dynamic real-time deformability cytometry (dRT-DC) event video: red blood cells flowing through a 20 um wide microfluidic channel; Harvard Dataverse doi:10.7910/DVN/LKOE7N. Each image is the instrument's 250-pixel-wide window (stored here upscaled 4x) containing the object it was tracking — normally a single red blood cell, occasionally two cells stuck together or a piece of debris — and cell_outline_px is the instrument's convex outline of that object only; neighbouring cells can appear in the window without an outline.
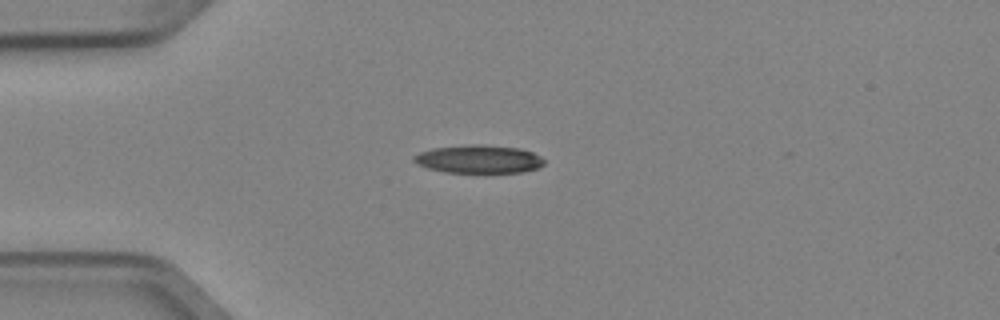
{"species": "Egyptian fruit bat (a non-hibernating species)", "species_latin": "Rousettus aegyptiacus", "temperature_condition": "cold", "stored_images_in_passage": 3, "camera_frame_rate_fps": 3000, "um_per_image_px": 0.085, "animal": {"sex": "female"}, "frame": {"image": 1, "passage_image": 1, "time_ms": 0.0, "image_size_px": [1000, 320], "cell_outline_px": [[544, 164], [540, 168], [524, 172], [484, 176], [444, 172], [428, 168], [416, 164], [412, 160], [412, 156], [420, 152], [432, 148], [472, 144], [484, 144], [520, 148], [532, 152], [540, 156], [544, 160]], "centroid_in_image_um": [40.72, 13.58], "position_along_channel_um": 44.3, "area_um2": 22.72}}
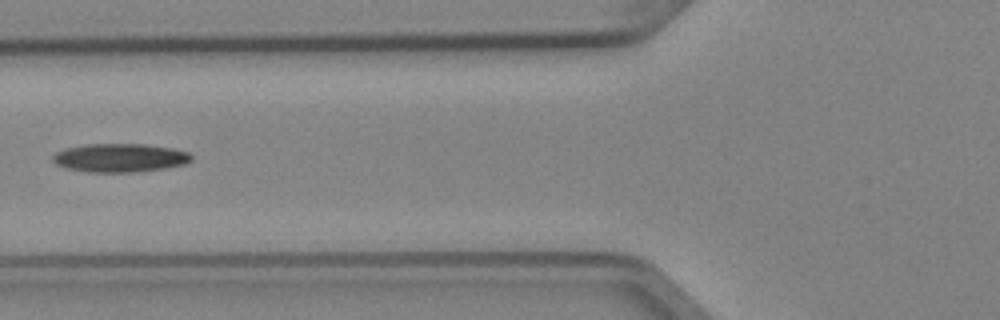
{"frame": {"image": 2, "passage_image": 3, "time_ms": 0.667, "image_size_px": [1000, 320], "cell_outline_px": [[192, 160], [184, 164], [164, 168], [132, 172], [92, 172], [68, 168], [56, 164], [52, 160], [52, 156], [56, 152], [64, 148], [84, 144], [144, 144], [172, 148], [188, 152], [192, 156]], "centroid_in_image_um": [10.18, 13.4], "position_along_channel_um": 115.6, "area_um2": 22.95}}